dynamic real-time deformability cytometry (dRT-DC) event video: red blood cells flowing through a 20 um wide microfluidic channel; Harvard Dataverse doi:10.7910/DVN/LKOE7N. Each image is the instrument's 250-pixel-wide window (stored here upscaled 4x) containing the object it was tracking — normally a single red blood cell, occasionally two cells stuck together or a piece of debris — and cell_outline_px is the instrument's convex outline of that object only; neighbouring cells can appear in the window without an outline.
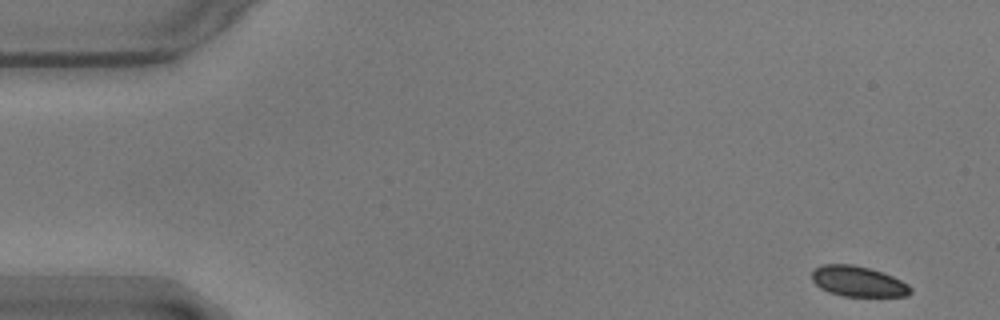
{"species": "common noctule bat (a hibernating species)", "species_latin": "Nyctalus noctula", "temperature_condition": "warm", "stored_images_in_passage": 55, "camera_frame_rate_fps": 3000, "um_per_image_px": 0.085, "animal": {"sex": "male", "body_mass_g": 17.9}, "frame": {"image": 1, "passage_image": 1, "time_ms": 0.0, "image_size_px": [1000, 320], "cell_outline_px": [[912, 292], [908, 296], [844, 296], [828, 292], [820, 288], [812, 280], [812, 268], [820, 264], [852, 264], [884, 272], [908, 284], [912, 288]], "centroid_in_image_um": [72.92, 23.91], "position_along_channel_um": 12.1, "area_um2": 17.69}}
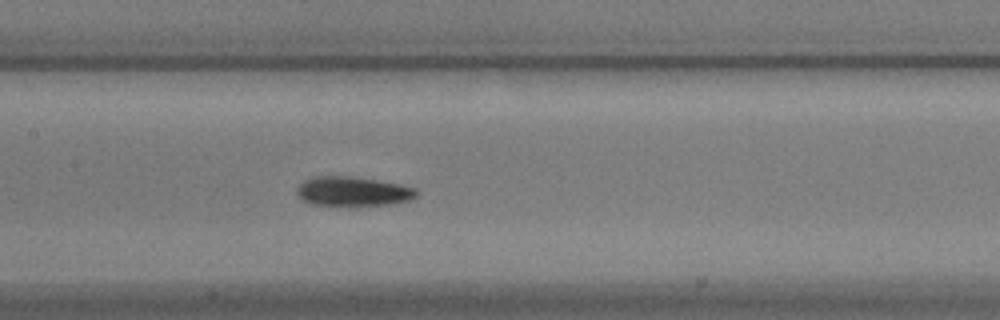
{"frame": {"image": 2, "passage_image": 25, "time_ms": 8.0, "image_size_px": [1000, 320], "cell_outline_px": [[420, 192], [416, 196], [408, 200], [388, 204], [312, 204], [296, 196], [296, 188], [304, 180], [312, 176], [352, 176], [400, 184], [416, 188]], "centroid_in_image_um": [29.97, 16.23], "position_along_channel_um": 177.4, "area_um2": 20.17}}
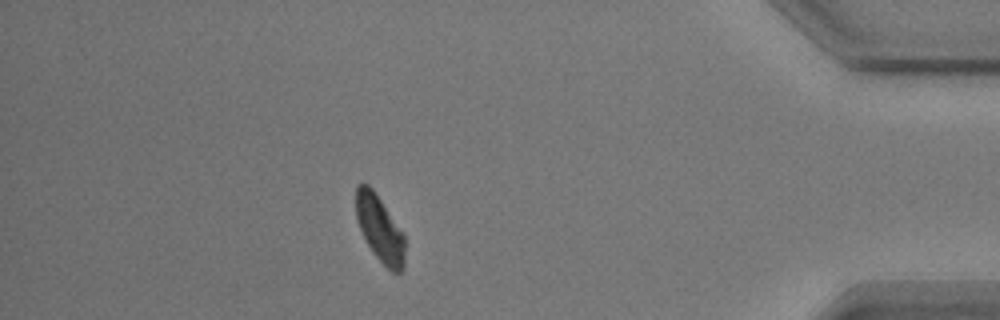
{"frame": {"image": 3, "passage_image": 48, "time_ms": 15.667, "image_size_px": [1000, 320], "cell_outline_px": [[404, 268], [400, 272], [392, 272], [372, 252], [360, 228], [356, 216], [356, 184], [368, 184], [372, 188], [404, 232]], "centroid_in_image_um": [32.29, 19.43], "position_along_channel_um": 402.9, "area_um2": 18.73}, "authors_computed_cell_mechanics": {"area_um2": 19.5364, "velocity_mm_per_s": 3.5254, "shape_relaxation_time_tau1_ms": 2.7013, "shape_relaxation_time_tau2_ms": 3.0388, "deformation_change_tau1": 0.1117, "deformation_change_tau2": 0.0866}}